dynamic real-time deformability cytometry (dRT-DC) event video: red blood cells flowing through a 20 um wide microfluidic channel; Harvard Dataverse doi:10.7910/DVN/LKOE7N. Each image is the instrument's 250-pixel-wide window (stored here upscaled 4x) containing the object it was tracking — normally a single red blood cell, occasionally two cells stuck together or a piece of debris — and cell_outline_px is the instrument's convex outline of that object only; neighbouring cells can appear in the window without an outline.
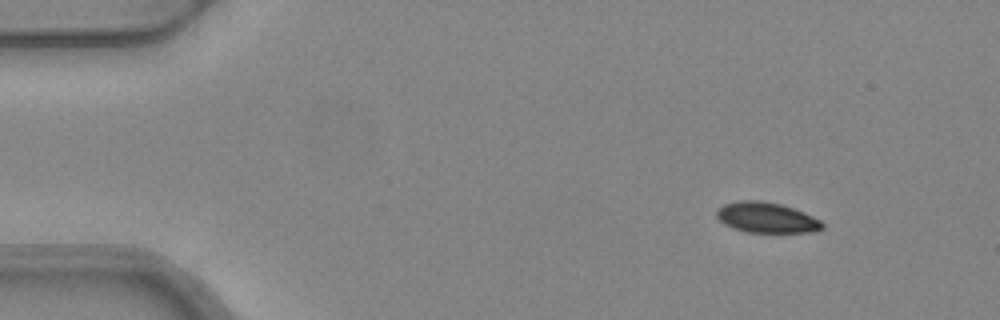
{"species": "common noctule bat (a hibernating species)", "species_latin": "Nyctalus noctula", "temperature_condition": "warm", "stored_images_in_passage": 4, "camera_frame_rate_fps": 3000, "um_per_image_px": 0.085, "animal": {"sex": "female", "body_mass_g": 24.6, "forearm_length_mm": 56.2}, "frame": {"image": 1, "passage_image": 1, "time_ms": 0.0, "image_size_px": [1000, 320], "cell_outline_px": [[824, 228], [812, 232], [748, 232], [732, 228], [724, 224], [716, 216], [716, 208], [724, 204], [740, 200], [760, 200], [780, 204], [804, 212], [820, 220], [824, 224]], "centroid_in_image_um": [65.13, 18.49], "position_along_channel_um": 19.9, "area_um2": 18.79}}
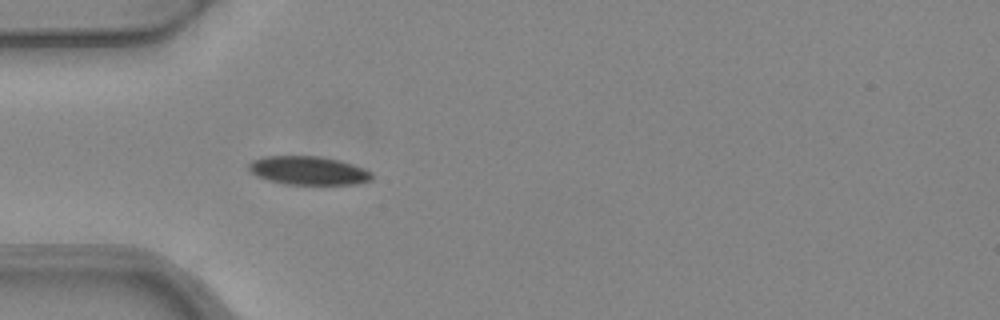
{"frame": {"image": 2, "passage_image": 4, "time_ms": 1.0, "image_size_px": [1000, 320], "cell_outline_px": [[372, 180], [356, 184], [284, 184], [268, 180], [256, 176], [248, 168], [248, 164], [252, 160], [264, 156], [320, 156], [352, 164], [364, 168], [372, 172]], "centroid_in_image_um": [26.2, 14.5], "position_along_channel_um": 58.8, "area_um2": 20.46}}